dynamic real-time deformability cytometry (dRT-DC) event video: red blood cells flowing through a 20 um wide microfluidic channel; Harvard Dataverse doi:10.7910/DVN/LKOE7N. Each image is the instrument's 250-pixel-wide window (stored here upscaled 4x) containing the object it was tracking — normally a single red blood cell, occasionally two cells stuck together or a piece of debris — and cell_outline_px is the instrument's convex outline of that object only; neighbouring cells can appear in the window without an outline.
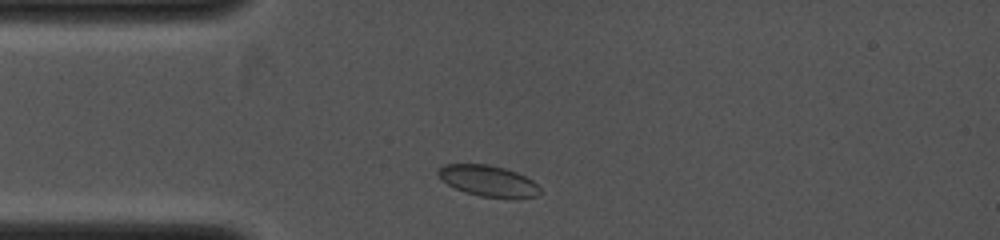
{"species": "common noctule bat (a hibernating species)", "species_latin": "Nyctalus noctula", "temperature_condition": "cold", "stored_images_in_passage": 2, "camera_frame_rate_fps": 4000, "um_per_image_px": 0.085, "animal": {"sex": "female", "body_mass_g": 19.0, "forearm_length_mm": 53.3}, "frame": {"image": 1, "passage_image": 1, "time_ms": 0.0, "image_size_px": [1000, 240], "cell_outline_px": [[544, 192], [536, 196], [480, 196], [456, 188], [448, 184], [436, 172], [444, 164], [488, 164], [504, 168], [516, 172], [532, 180]], "centroid_in_image_um": [41.5, 15.34], "position_along_channel_um": 43.5, "area_um2": 17.74}}
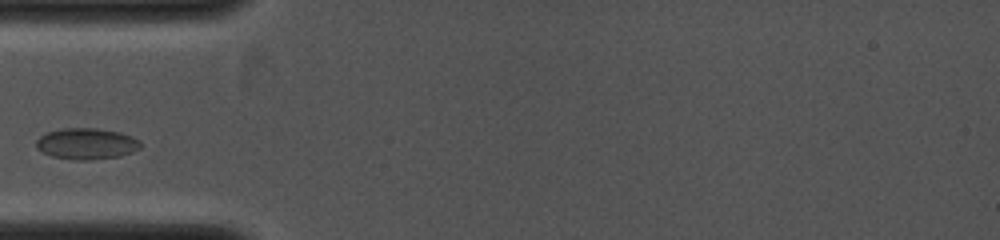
{"frame": {"image": 2, "passage_image": 2, "time_ms": 1.0, "image_size_px": [1000, 240], "cell_outline_px": [[140, 148], [132, 152], [120, 156], [88, 160], [72, 160], [52, 156], [36, 148], [36, 140], [40, 136], [48, 132], [60, 128], [96, 128], [120, 132], [132, 136], [140, 140]], "centroid_in_image_um": [7.36, 12.21], "position_along_channel_um": 77.6, "area_um2": 19.02}}